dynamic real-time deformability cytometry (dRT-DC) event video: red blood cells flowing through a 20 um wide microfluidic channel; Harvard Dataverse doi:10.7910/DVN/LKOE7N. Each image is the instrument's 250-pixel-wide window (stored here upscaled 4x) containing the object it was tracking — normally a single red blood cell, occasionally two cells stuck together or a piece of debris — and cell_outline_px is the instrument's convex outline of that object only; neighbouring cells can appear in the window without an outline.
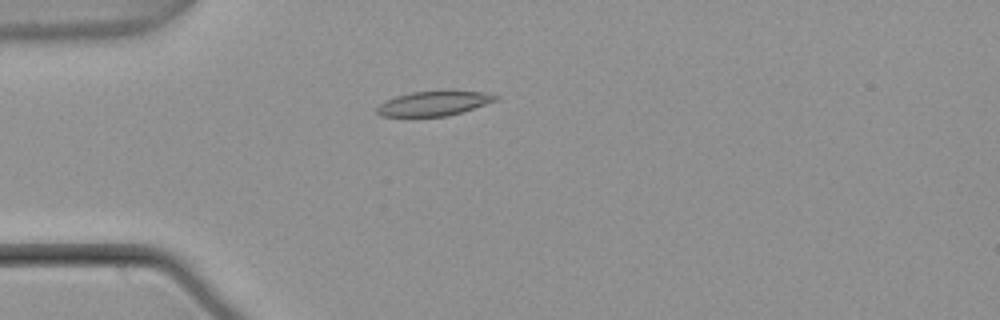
{"species": "common noctule bat (a hibernating species)", "species_latin": "Nyctalus noctula", "temperature_condition": "warm", "stored_images_in_passage": 4, "camera_frame_rate_fps": 3000, "um_per_image_px": 0.085, "animal": {"sex": "male", "body_mass_g": 21.5, "forearm_length_mm": 52.0}, "frame": {"image": 1, "passage_image": 4, "time_ms": 1.0, "image_size_px": [1000, 320], "cell_outline_px": [[500, 96], [496, 100], [448, 116], [380, 116], [376, 112], [376, 108], [380, 104], [396, 96], [412, 92], [448, 88], [452, 88], [484, 92]], "centroid_in_image_um": [36.91, 8.74], "position_along_channel_um": 48.1, "area_um2": 17.46}}